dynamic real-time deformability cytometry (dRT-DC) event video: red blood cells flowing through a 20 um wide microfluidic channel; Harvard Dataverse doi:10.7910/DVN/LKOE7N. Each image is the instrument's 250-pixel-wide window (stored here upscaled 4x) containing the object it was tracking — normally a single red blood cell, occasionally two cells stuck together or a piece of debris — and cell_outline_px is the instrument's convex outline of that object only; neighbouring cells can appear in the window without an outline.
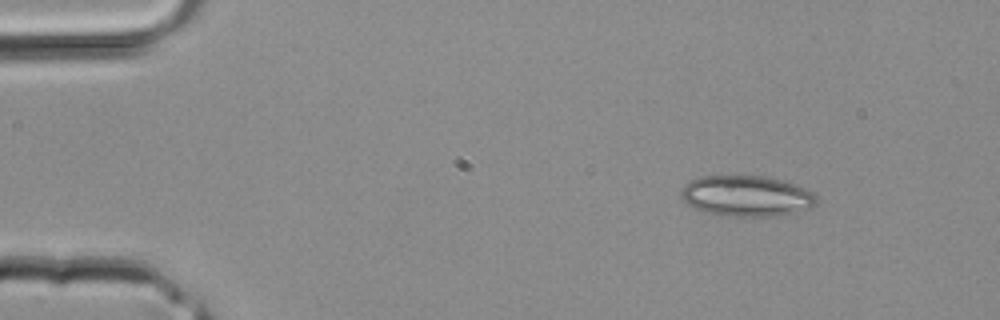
{"species": "common noctule bat (a hibernating species)", "species_latin": "Nyctalus noctula", "temperature_condition": "room temperature", "stored_images_in_passage": 3, "segment_of_instrument_passage": [1, 2], "camera_frame_rate_fps": 3000, "um_per_image_px": 0.085, "animal": {"sex": "male", "body_mass_g": 20.4}, "frame": {"image": 1, "passage_image": 1, "time_ms": 0.0, "image_size_px": [1000, 320], "cell_outline_px": [[816, 204], [812, 208], [776, 216], [720, 216], [692, 208], [680, 196], [680, 192], [684, 184], [700, 176], [764, 176], [800, 184], [812, 192], [816, 196]], "centroid_in_image_um": [63.46, 16.66], "position_along_channel_um": 21.5, "area_um2": 32.54}}